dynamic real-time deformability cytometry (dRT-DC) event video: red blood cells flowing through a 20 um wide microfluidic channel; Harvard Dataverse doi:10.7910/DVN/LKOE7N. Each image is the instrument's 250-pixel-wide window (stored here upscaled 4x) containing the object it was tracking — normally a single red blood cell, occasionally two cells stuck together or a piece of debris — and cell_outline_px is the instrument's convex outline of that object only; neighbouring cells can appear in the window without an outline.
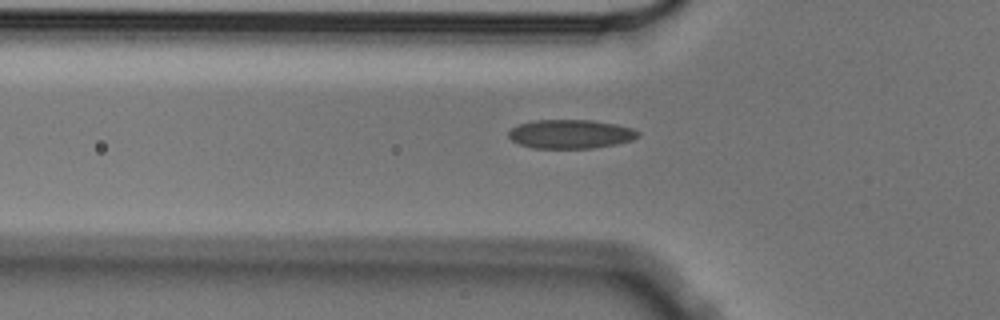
{"species": "Egyptian fruit bat (a non-hibernating species)", "species_latin": "Rousettus aegyptiacus", "temperature_condition": "cold", "stored_images_in_passage": 7, "segment_of_instrument_passage": [2, 2], "camera_frame_rate_fps": 3000, "um_per_image_px": 0.085, "animal": {"sex": "male"}, "frame": {"image": 1, "passage_image": 7, "time_ms": 2.0, "image_size_px": [1000, 320], "cell_outline_px": [[640, 136], [632, 140], [616, 144], [592, 148], [532, 148], [520, 144], [512, 140], [508, 136], [508, 132], [512, 128], [520, 124], [536, 120], [592, 120], [616, 124], [632, 128], [640, 132]], "centroid_in_image_um": [48.52, 11.39], "position_along_channel_um": 77.3, "area_um2": 21.79}}